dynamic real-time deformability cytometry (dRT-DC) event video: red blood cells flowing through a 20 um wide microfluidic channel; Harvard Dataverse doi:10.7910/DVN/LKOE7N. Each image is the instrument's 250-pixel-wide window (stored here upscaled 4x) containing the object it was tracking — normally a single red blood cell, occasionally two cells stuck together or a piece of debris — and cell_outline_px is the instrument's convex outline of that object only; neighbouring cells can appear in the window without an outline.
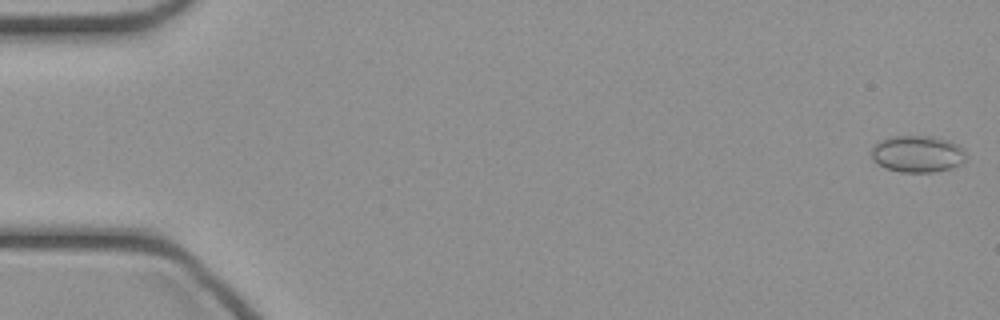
{"species": "common noctule bat (a hibernating species)", "species_latin": "Nyctalus noctula", "temperature_condition": "cold", "stored_images_in_passage": 46, "camera_frame_rate_fps": 3000, "um_per_image_px": 0.085, "animal": {"sex": "female", "body_mass_g": 21.9}, "frame": {"image": 1, "passage_image": 1, "time_ms": 0.0, "image_size_px": [1000, 320], "cell_outline_px": [[964, 160], [960, 164], [952, 168], [932, 172], [900, 172], [888, 168], [872, 160], [872, 148], [880, 140], [888, 136], [932, 136], [948, 140], [964, 148]], "centroid_in_image_um": [77.98, 13.07], "position_along_channel_um": 7.0, "area_um2": 20.17}}
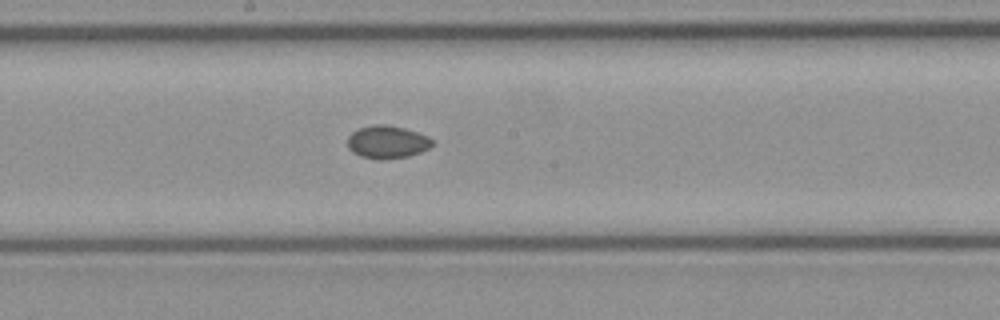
{"frame": {"image": 2, "passage_image": 25, "time_ms": 8.0, "image_size_px": [1000, 320], "cell_outline_px": [[432, 144], [428, 148], [420, 152], [408, 156], [380, 160], [360, 156], [352, 152], [348, 148], [348, 136], [352, 132], [360, 128], [372, 124], [384, 124], [404, 128], [428, 136], [432, 140]], "centroid_in_image_um": [32.88, 12.07], "position_along_channel_um": 215.3, "area_um2": 16.13}}
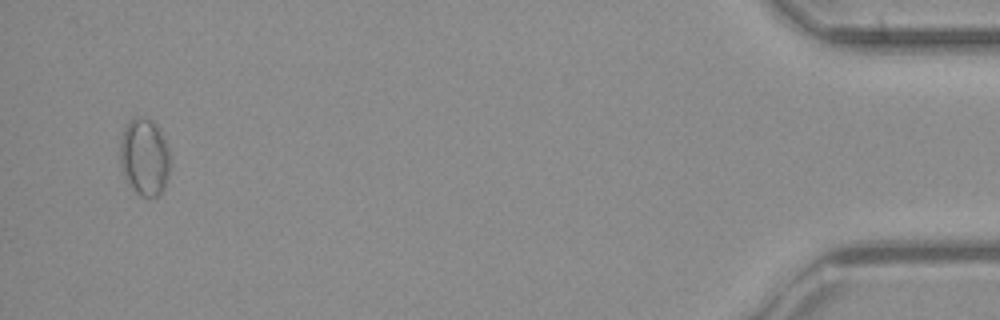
{"frame": {"image": 3, "passage_image": 45, "time_ms": 14.667, "image_size_px": [1000, 320], "cell_outline_px": [[168, 176], [164, 188], [156, 196], [140, 196], [128, 184], [124, 176], [120, 164], [120, 140], [124, 128], [132, 116], [148, 116], [156, 124], [164, 136], [168, 148]], "centroid_in_image_um": [12.25, 13.29], "position_along_channel_um": 422.9, "area_um2": 22.72}}